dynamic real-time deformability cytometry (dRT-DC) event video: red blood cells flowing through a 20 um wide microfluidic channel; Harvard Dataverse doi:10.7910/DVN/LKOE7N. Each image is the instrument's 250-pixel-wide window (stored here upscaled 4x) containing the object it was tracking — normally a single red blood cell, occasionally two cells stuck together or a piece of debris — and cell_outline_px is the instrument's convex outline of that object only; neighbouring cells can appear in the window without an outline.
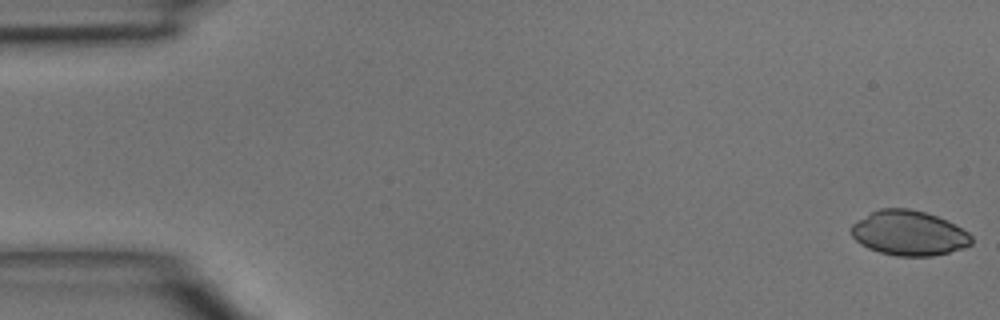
{"species": "common noctule bat (a hibernating species)", "species_latin": "Nyctalus noctula", "temperature_condition": "room temperature", "stored_images_in_passage": 45, "camera_frame_rate_fps": 3000, "um_per_image_px": 0.085, "animal": {"sex": "male", "body_mass_g": 15.6}, "frame": {"image": 1, "passage_image": 1, "time_ms": 0.0, "image_size_px": [1000, 320], "cell_outline_px": [[972, 244], [964, 248], [932, 256], [896, 256], [880, 252], [868, 248], [860, 244], [852, 236], [852, 224], [872, 212], [880, 208], [908, 208], [924, 212], [936, 216], [968, 232], [972, 236]], "centroid_in_image_um": [77.25, 19.82], "position_along_channel_um": 7.7, "area_um2": 31.1}}
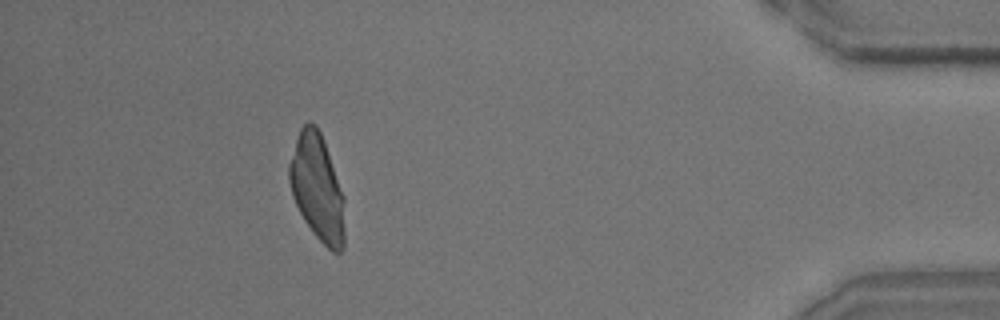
{"frame": {"image": 2, "passage_image": 42, "time_ms": 13.667, "image_size_px": [1000, 320], "cell_outline_px": [[344, 248], [340, 252], [332, 252], [316, 236], [304, 220], [292, 196], [288, 180], [288, 164], [300, 128], [308, 120], [316, 124], [324, 140], [344, 196]], "centroid_in_image_um": [26.96, 15.94], "position_along_channel_um": 408.2, "area_um2": 34.45}}